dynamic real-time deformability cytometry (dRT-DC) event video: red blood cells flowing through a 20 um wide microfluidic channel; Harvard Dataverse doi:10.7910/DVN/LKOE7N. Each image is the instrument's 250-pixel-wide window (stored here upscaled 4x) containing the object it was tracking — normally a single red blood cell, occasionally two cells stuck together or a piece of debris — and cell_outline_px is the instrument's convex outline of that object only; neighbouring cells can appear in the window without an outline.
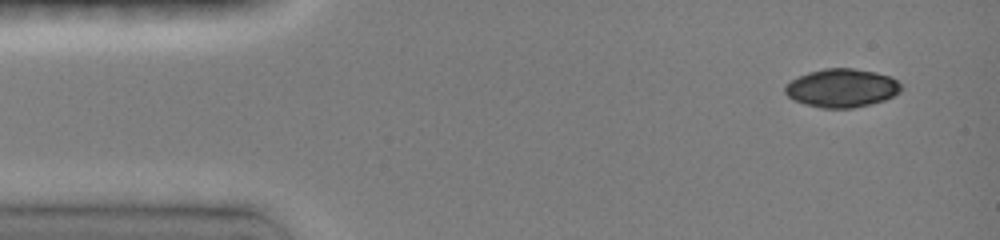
{"species": "common noctule bat (a hibernating species)", "species_latin": "Nyctalus noctula", "temperature_condition": "room temperature", "stored_images_in_passage": 18, "camera_frame_rate_fps": 3000, "um_per_image_px": 0.085, "animal": {"sex": "female", "body_mass_g": 19.0, "forearm_length_mm": 51.5}, "frame": {"image": 1, "passage_image": 1, "time_ms": 0.0, "image_size_px": [1000, 240], "cell_outline_px": [[904, 88], [900, 92], [884, 100], [852, 108], [820, 108], [804, 104], [792, 100], [784, 92], [784, 84], [808, 72], [824, 68], [852, 68], [876, 72], [892, 76]], "centroid_in_image_um": [71.54, 7.48], "position_along_channel_um": 13.5, "area_um2": 26.18}}